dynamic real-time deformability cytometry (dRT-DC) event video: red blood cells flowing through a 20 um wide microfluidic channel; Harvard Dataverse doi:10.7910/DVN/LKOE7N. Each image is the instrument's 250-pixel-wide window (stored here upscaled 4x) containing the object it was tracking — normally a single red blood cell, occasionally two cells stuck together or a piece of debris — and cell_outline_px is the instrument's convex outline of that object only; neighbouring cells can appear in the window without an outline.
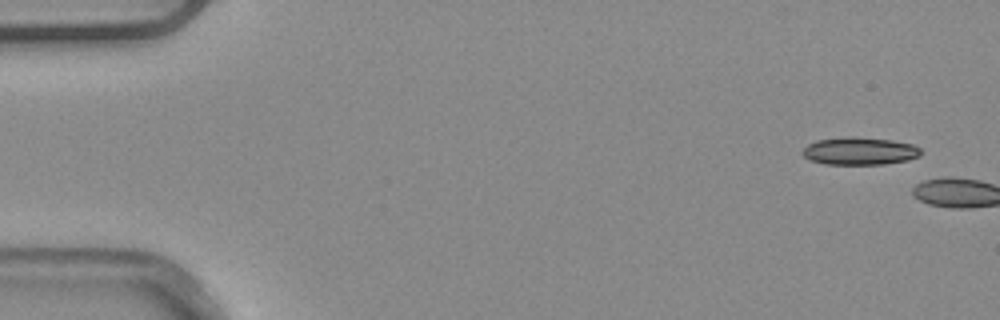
{"species": "common noctule bat (a hibernating species)", "species_latin": "Nyctalus noctula", "temperature_condition": "warm", "stored_images_in_passage": 2, "camera_frame_rate_fps": 3000, "um_per_image_px": 0.085, "animal": {"sex": "male", "body_mass_g": 20.4}, "frame": {"image": 1, "passage_image": 1, "time_ms": 0.0, "image_size_px": [1000, 320], "cell_outline_px": [[920, 156], [908, 160], [884, 164], [824, 164], [808, 160], [800, 152], [808, 144], [816, 140], [852, 136], [892, 140], [912, 144], [920, 148]], "centroid_in_image_um": [73.04, 12.84], "position_along_channel_um": 12.0, "area_um2": 19.13}}